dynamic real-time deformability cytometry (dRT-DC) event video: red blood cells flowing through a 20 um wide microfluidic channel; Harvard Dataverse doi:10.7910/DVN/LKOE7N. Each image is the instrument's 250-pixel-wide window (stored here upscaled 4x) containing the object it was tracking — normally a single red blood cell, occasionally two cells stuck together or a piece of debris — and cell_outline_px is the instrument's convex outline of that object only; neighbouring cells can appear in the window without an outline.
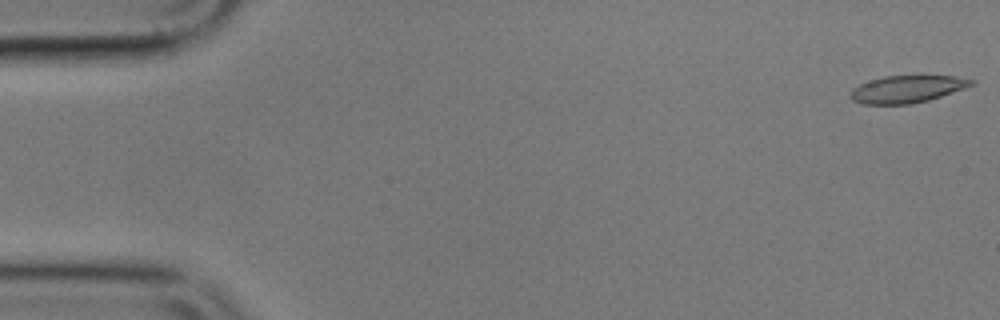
{"species": "common noctule bat (a hibernating species)", "species_latin": "Nyctalus noctula", "temperature_condition": "cold", "stored_images_in_passage": 55, "camera_frame_rate_fps": 3000, "um_per_image_px": 0.085, "animal": {"sex": "male", "body_mass_g": 17.9}, "frame": {"image": 1, "passage_image": 1, "time_ms": 0.0, "image_size_px": [1000, 320], "cell_outline_px": [[976, 84], [928, 100], [912, 104], [864, 104], [852, 100], [852, 88], [860, 84], [884, 76], [956, 76], [976, 80]], "centroid_in_image_um": [77.14, 7.57], "position_along_channel_um": 7.9, "area_um2": 18.96}}
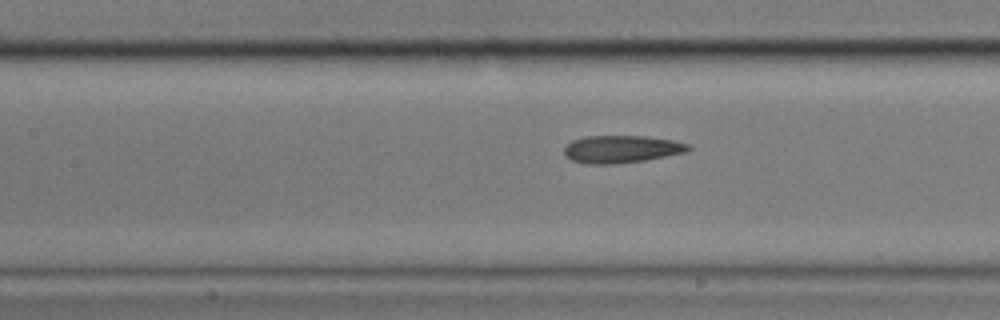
{"frame": {"image": 2, "passage_image": 24, "time_ms": 7.667, "image_size_px": [1000, 320], "cell_outline_px": [[692, 148], [688, 152], [644, 160], [612, 164], [588, 164], [572, 160], [564, 156], [564, 148], [572, 140], [584, 136], [644, 136], [672, 140], [688, 144]], "centroid_in_image_um": [52.81, 12.67], "position_along_channel_um": 154.6, "area_um2": 19.88}}
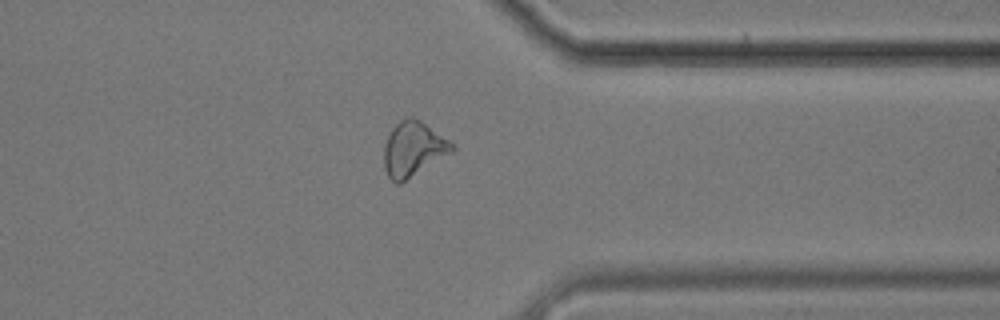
{"frame": {"image": 3, "passage_image": 43, "time_ms": 14.0, "image_size_px": [1000, 320], "cell_outline_px": [[456, 148], [452, 152], [400, 184], [396, 184], [388, 176], [384, 168], [384, 144], [392, 128], [400, 120], [408, 116], [412, 116], [420, 120], [448, 140]], "centroid_in_image_um": [35.1, 12.67], "position_along_channel_um": 376.3, "area_um2": 21.5}, "authors_computed_cell_mechanics": {"area_um2": 20.1722, "velocity_mm_per_s": 3.5923, "shape_relaxation_time_tau1_ms": 5.1085, "shape_relaxation_time_tau2_ms": 2.8379, "deformation_change_tau1": 0.1506, "deformation_change_tau2": 0.122}}